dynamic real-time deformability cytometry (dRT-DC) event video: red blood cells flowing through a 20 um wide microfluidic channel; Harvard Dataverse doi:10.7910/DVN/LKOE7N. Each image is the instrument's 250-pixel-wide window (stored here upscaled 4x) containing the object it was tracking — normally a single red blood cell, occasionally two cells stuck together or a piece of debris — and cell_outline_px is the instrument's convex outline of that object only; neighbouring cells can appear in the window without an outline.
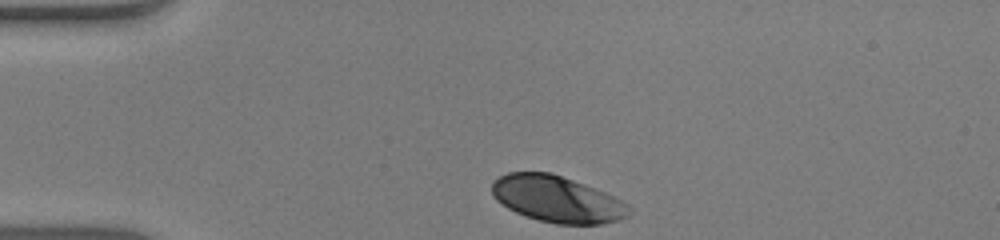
{"species": "human", "species_latin": "Homo sapiens", "temperature_condition": "warm", "stored_images_in_passage": 32, "camera_frame_rate_fps": 3000, "um_per_image_px": 0.085, "donor": {"sex": "male"}, "frame": {"image": 1, "passage_image": 1, "time_ms": 0.0, "image_size_px": [1000, 240], "cell_outline_px": [[632, 208], [628, 216], [620, 220], [600, 224], [556, 224], [524, 216], [500, 204], [492, 196], [492, 180], [508, 172], [552, 172], [616, 196], [628, 204]], "centroid_in_image_um": [47.36, 16.92], "position_along_channel_um": 37.6, "area_um2": 37.45}}
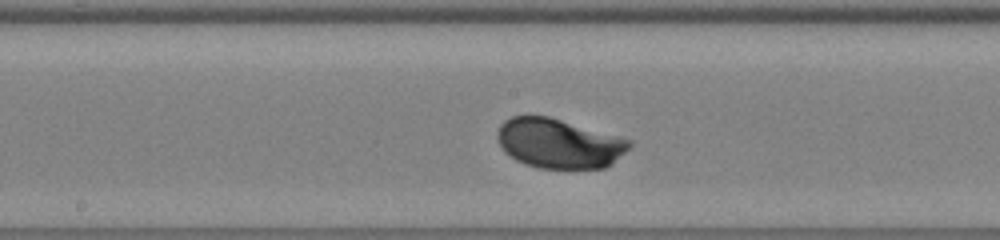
{"frame": {"image": 2, "passage_image": 17, "time_ms": 5.333, "image_size_px": [1000, 240], "cell_outline_px": [[632, 144], [612, 164], [604, 168], [540, 168], [524, 164], [516, 160], [504, 152], [496, 136], [496, 132], [500, 124], [504, 120], [512, 116], [548, 116], [620, 136], [632, 140]], "centroid_in_image_um": [47.49, 12.18], "position_along_channel_um": 200.7, "area_um2": 38.21}}
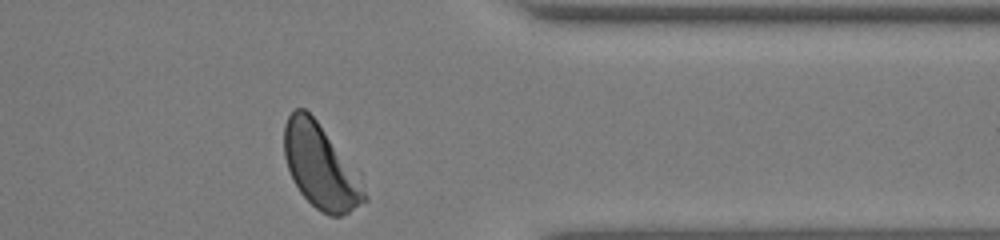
{"frame": {"image": 3, "passage_image": 32, "time_ms": 10.333, "image_size_px": [1000, 240], "cell_outline_px": [[368, 200], [348, 212], [340, 216], [328, 216], [320, 212], [300, 192], [288, 168], [284, 156], [284, 124], [288, 116], [296, 108], [304, 108], [316, 120], [368, 196]], "centroid_in_image_um": [27.15, 14.18], "position_along_channel_um": 384.2, "area_um2": 37.28}, "authors_computed_cell_mechanics": {"area_um2": 38.2347, "velocity_mm_per_s": 3.8821, "shape_relaxation_time_tau1_ms": 1.2216, "shape_relaxation_time_tau2_ms": null, "deformation_change_tau1": 0.1069, "deformation_change_tau2": null}}